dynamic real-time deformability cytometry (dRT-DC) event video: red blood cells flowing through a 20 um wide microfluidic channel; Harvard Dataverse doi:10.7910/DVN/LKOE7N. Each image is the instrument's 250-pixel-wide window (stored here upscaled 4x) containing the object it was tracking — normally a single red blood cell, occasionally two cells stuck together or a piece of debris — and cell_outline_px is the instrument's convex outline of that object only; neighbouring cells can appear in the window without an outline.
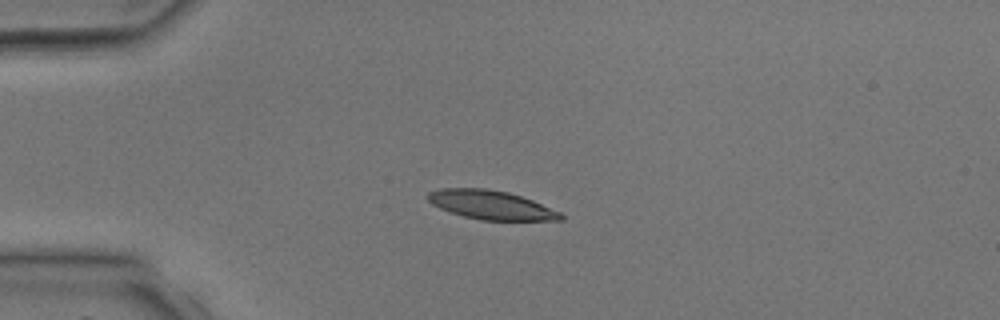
{"species": "common noctule bat (a hibernating species)", "species_latin": "Nyctalus noctula", "temperature_condition": "room temperature", "stored_images_in_passage": 1, "camera_frame_rate_fps": 3000, "um_per_image_px": 0.085, "animal": {"sex": "male", "body_mass_g": 17.9, "forearm_length_mm": 54.2}, "frame": {"image": 1, "passage_image": 1, "time_ms": 0.0, "image_size_px": [1000, 320], "cell_outline_px": [[564, 220], [480, 220], [464, 216], [440, 208], [432, 204], [428, 200], [428, 192], [440, 188], [488, 188], [508, 192], [532, 200], [560, 212], [564, 216]], "centroid_in_image_um": [41.74, 17.41], "position_along_channel_um": 43.3, "area_um2": 22.25}}